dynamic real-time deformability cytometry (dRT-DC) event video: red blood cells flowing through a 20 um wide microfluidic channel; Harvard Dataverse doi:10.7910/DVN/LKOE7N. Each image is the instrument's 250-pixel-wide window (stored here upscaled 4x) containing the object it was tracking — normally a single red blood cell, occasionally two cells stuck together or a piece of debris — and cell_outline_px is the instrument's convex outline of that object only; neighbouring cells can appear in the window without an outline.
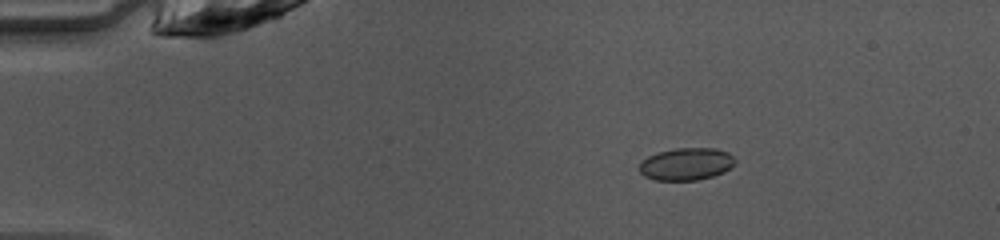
{"species": "common noctule bat (a hibernating species)", "species_latin": "Nyctalus noctula", "temperature_condition": "warm", "stored_images_in_passage": 49, "camera_frame_rate_fps": 3000, "um_per_image_px": 0.085, "animal": {"sex": "female", "body_mass_g": 10.0, "forearm_length_mm": 53.1}, "frame": {"image": 1, "passage_image": 9, "time_ms": 2.667, "image_size_px": [1000, 240], "cell_outline_px": [[736, 160], [724, 172], [712, 176], [696, 180], [656, 180], [644, 176], [640, 172], [640, 160], [656, 152], [676, 148], [716, 148], [728, 152]], "centroid_in_image_um": [58.3, 13.93], "position_along_channel_um": 26.7, "area_um2": 18.03}}
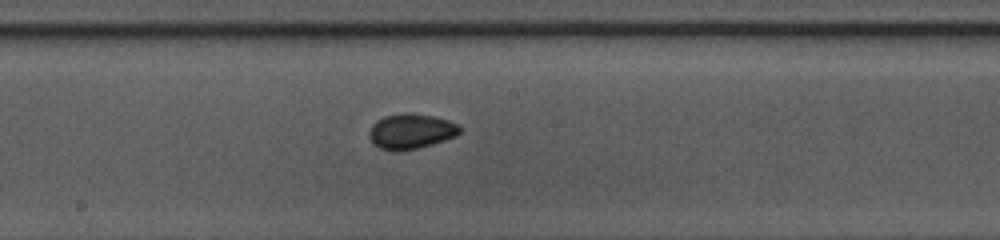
{"frame": {"image": 2, "passage_image": 27, "time_ms": 8.667, "image_size_px": [1000, 240], "cell_outline_px": [[464, 128], [456, 136], [432, 144], [416, 148], [396, 152], [380, 148], [372, 140], [368, 132], [372, 124], [376, 120], [384, 116], [404, 112], [412, 112], [432, 116], [448, 120]], "centroid_in_image_um": [34.94, 11.14], "position_along_channel_um": 213.3, "area_um2": 18.61}}
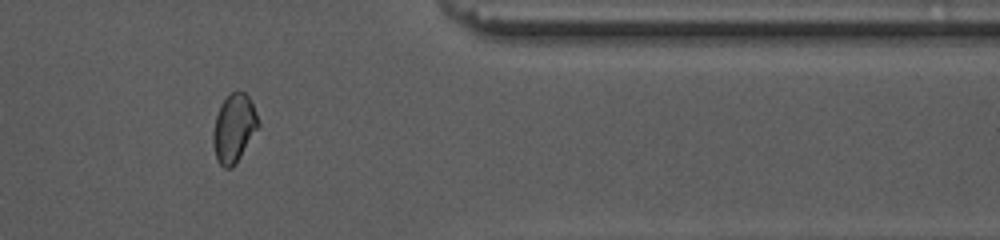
{"frame": {"image": 3, "passage_image": 41, "time_ms": 13.333, "image_size_px": [1000, 240], "cell_outline_px": [[260, 124], [236, 164], [232, 168], [224, 168], [216, 160], [212, 144], [212, 132], [216, 116], [220, 104], [232, 92], [244, 92], [248, 96], [256, 112]], "centroid_in_image_um": [19.86, 10.93], "position_along_channel_um": 391.5, "area_um2": 17.98}, "authors_computed_cell_mechanics": {"area_um2": 17.918, "velocity_mm_per_s": 4.135, "shape_relaxation_time_tau1_ms": 2.8819, "shape_relaxation_time_tau2_ms": null, "deformation_change_tau1": 0.0583, "deformation_change_tau2": null}}